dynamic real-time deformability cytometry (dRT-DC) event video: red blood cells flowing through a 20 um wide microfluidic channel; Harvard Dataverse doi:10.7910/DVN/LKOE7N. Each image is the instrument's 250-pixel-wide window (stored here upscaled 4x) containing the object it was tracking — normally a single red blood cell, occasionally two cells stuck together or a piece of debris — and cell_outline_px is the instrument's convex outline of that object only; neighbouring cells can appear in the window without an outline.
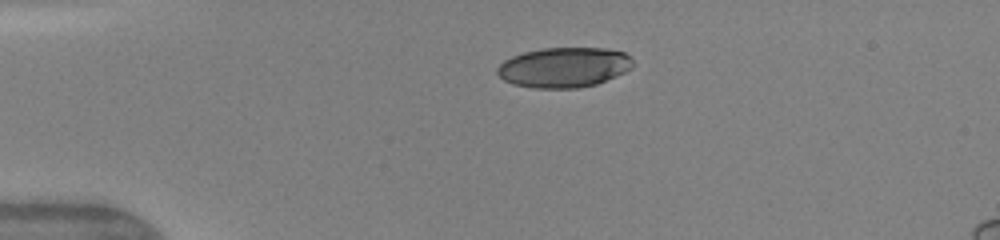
{"species": "human", "species_latin": "Homo sapiens", "temperature_condition": "warm", "stored_images_in_passage": 38, "camera_frame_rate_fps": 3000, "um_per_image_px": 0.085, "donor": {"sex": "female"}, "frame": {"image": 1, "passage_image": 1, "time_ms": 0.0, "image_size_px": [1000, 240], "cell_outline_px": [[632, 68], [616, 76], [596, 84], [580, 88], [536, 88], [512, 84], [504, 80], [496, 72], [496, 68], [504, 60], [512, 56], [524, 52], [544, 48], [604, 48], [624, 52], [632, 60]], "centroid_in_image_um": [47.92, 5.73], "position_along_channel_um": 37.1, "area_um2": 31.62}}
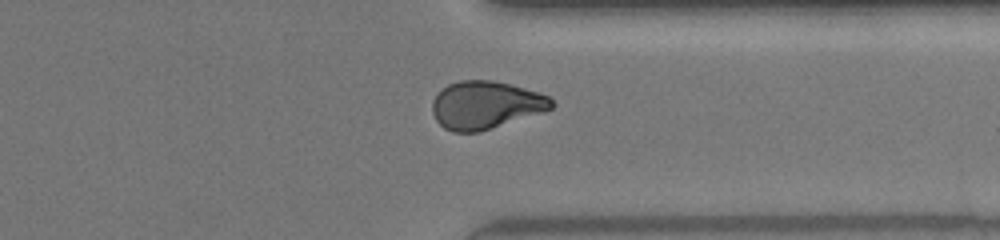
{"frame": {"image": 2, "passage_image": 28, "time_ms": 9.0, "image_size_px": [1000, 240], "cell_outline_px": [[556, 104], [552, 108], [544, 112], [480, 132], [452, 132], [444, 128], [436, 120], [432, 112], [432, 100], [448, 84], [460, 80], [492, 80], [524, 88], [548, 96]], "centroid_in_image_um": [41.28, 8.94], "position_along_channel_um": 370.1, "area_um2": 33.18}}
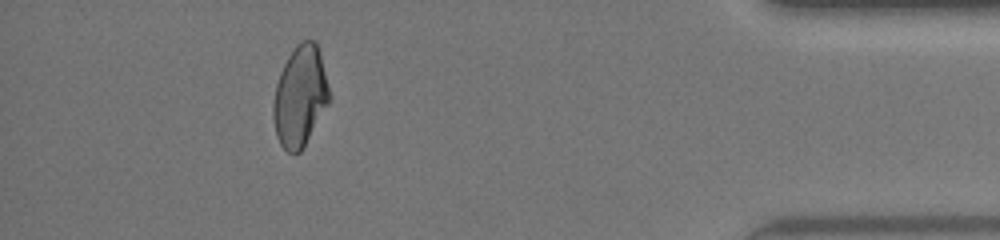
{"frame": {"image": 3, "passage_image": 34, "time_ms": 11.0, "image_size_px": [1000, 240], "cell_outline_px": [[328, 104], [300, 152], [288, 152], [280, 144], [276, 136], [272, 116], [272, 108], [276, 84], [280, 72], [288, 56], [296, 44], [300, 40], [316, 40], [320, 52], [328, 88]], "centroid_in_image_um": [25.47, 8.16], "position_along_channel_um": 409.7, "area_um2": 32.48}, "authors_computed_cell_mechanics": {"area_um2": 33.1772, "velocity_mm_per_s": 4.1978, "shape_relaxation_time_tau1_ms": 6.9736, "shape_relaxation_time_tau2_ms": 2.0489, "deformation_change_tau1": 0.1871, "deformation_change_tau2": 0.0715}}